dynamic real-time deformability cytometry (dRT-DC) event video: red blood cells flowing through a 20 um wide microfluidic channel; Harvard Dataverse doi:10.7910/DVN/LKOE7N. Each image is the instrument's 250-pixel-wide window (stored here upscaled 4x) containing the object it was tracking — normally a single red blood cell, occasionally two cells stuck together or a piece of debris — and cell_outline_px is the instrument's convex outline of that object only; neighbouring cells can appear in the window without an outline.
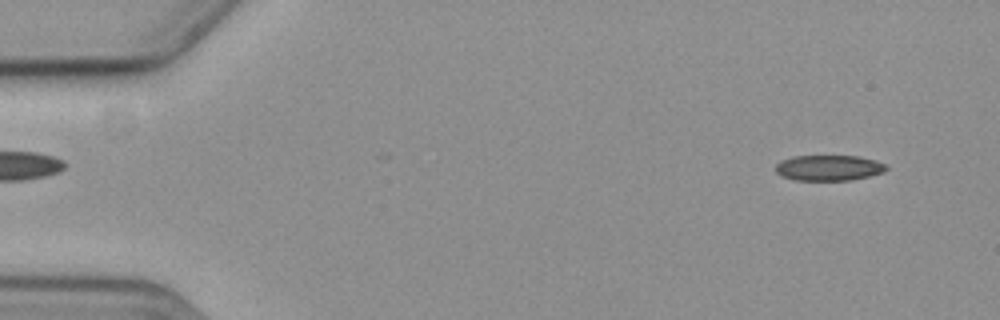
{"species": "common noctule bat (a hibernating species)", "species_latin": "Nyctalus noctula", "temperature_condition": "cold", "stored_images_in_passage": 12, "camera_frame_rate_fps": 3000, "um_per_image_px": 0.085, "animal": {"sex": "female", "body_mass_g": 19.3, "forearm_length_mm": 54.1}, "frame": {"image": 1, "passage_image": 4, "time_ms": 1.0, "image_size_px": [1000, 320], "cell_outline_px": [[888, 168], [884, 172], [852, 180], [796, 180], [784, 176], [776, 172], [776, 164], [780, 160], [792, 156], [860, 156], [876, 160], [888, 164]], "centroid_in_image_um": [70.49, 14.25], "position_along_channel_um": 14.5, "area_um2": 16.59}}